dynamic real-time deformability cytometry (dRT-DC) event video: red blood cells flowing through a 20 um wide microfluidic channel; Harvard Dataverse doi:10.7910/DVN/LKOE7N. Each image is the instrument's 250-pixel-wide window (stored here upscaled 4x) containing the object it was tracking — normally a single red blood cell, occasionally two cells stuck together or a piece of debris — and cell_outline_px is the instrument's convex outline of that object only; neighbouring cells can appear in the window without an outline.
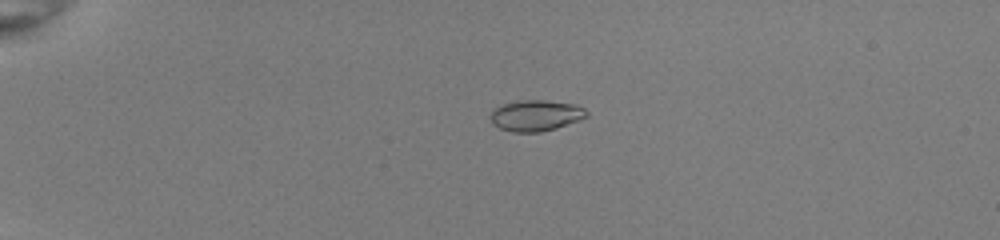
{"species": "common noctule bat (a hibernating species)", "species_latin": "Nyctalus noctula", "temperature_condition": "room temperature", "stored_images_in_passage": 42, "camera_frame_rate_fps": 3000, "um_per_image_px": 0.085, "animal": {"sex": "female", "body_mass_g": 22.0, "forearm_length_mm": 56.7}, "frame": {"image": 1, "passage_image": 3, "time_ms": 0.667, "image_size_px": [1000, 240], "cell_outline_px": [[588, 116], [580, 120], [556, 128], [540, 132], [512, 132], [500, 128], [492, 124], [488, 116], [496, 108], [504, 104], [524, 100], [544, 100], [576, 104], [584, 108], [588, 112]], "centroid_in_image_um": [45.56, 9.82], "position_along_channel_um": 39.4, "area_um2": 17.4}}
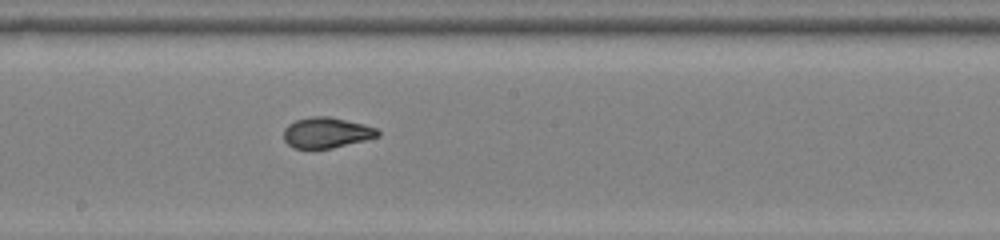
{"frame": {"image": 2, "passage_image": 21, "time_ms": 6.667, "image_size_px": [1000, 240], "cell_outline_px": [[380, 136], [332, 148], [292, 148], [284, 140], [284, 128], [288, 124], [296, 120], [312, 116], [328, 116], [364, 124], [376, 128], [380, 132]], "centroid_in_image_um": [27.74, 11.27], "position_along_channel_um": 220.5, "area_um2": 16.7}}
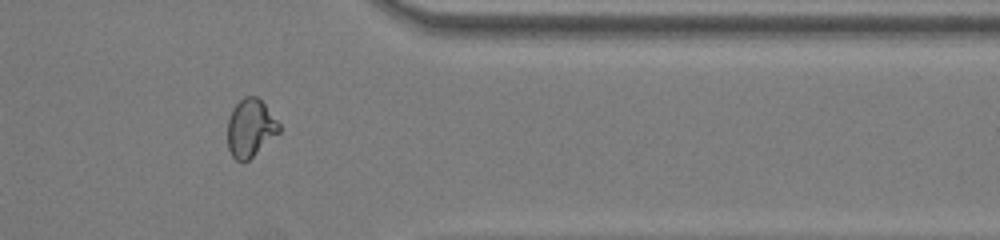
{"frame": {"image": 3, "passage_image": 34, "time_ms": 11.0, "image_size_px": [1000, 240], "cell_outline_px": [[280, 132], [244, 164], [236, 160], [232, 156], [228, 148], [228, 116], [232, 108], [244, 96], [256, 96], [264, 104], [280, 124]], "centroid_in_image_um": [21.27, 10.9], "position_along_channel_um": 390.1, "area_um2": 17.46}}